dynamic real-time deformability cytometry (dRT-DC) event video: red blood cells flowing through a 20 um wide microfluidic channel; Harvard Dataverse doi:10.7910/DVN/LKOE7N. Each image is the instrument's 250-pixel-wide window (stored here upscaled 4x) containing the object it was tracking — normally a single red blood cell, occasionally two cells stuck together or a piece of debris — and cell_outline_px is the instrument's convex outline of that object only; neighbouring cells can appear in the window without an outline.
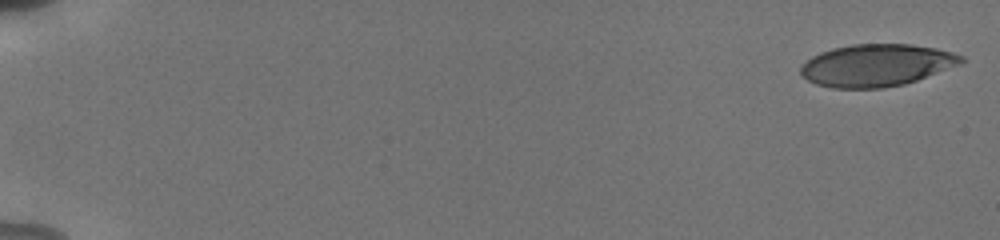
{"species": "human", "species_latin": "Homo sapiens", "temperature_condition": "cold", "stored_images_in_passage": 27, "camera_frame_rate_fps": 3000, "um_per_image_px": 0.085, "donor": {"sex": "male"}, "frame": {"image": 1, "passage_image": 1, "time_ms": 0.0, "image_size_px": [1000, 240], "cell_outline_px": [[964, 60], [960, 64], [916, 80], [904, 84], [884, 88], [832, 88], [816, 84], [808, 80], [800, 72], [800, 68], [812, 56], [820, 52], [832, 48], [852, 44], [908, 44], [936, 48], [952, 52], [964, 56]], "centroid_in_image_um": [74.5, 5.54], "position_along_channel_um": 10.5, "area_um2": 39.3}}
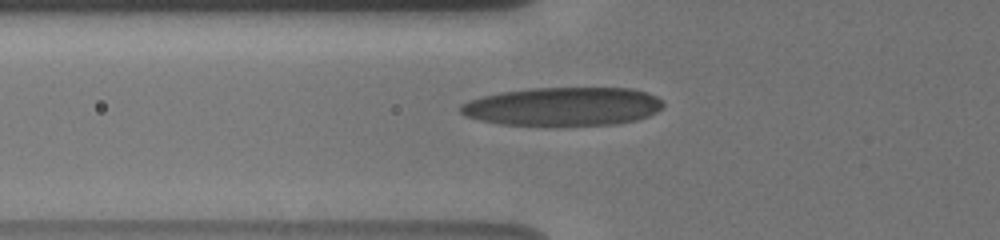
{"frame": {"image": 2, "passage_image": 19, "time_ms": 6.667, "image_size_px": [1000, 240], "cell_outline_px": [[664, 104], [656, 112], [648, 116], [636, 120], [616, 124], [500, 124], [480, 120], [464, 116], [456, 108], [460, 104], [468, 100], [480, 96], [500, 92], [528, 88], [632, 88], [648, 92], [656, 96]], "centroid_in_image_um": [47.81, 9.03], "position_along_channel_um": 78.0, "area_um2": 45.37}}
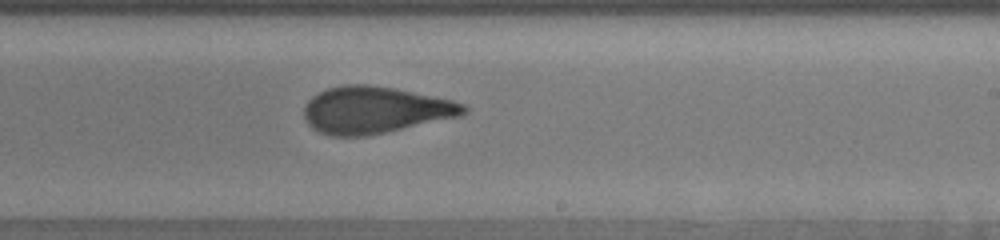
{"frame": {"image": 3, "passage_image": 27, "time_ms": 11.333, "image_size_px": [1000, 240], "cell_outline_px": [[468, 112], [460, 116], [368, 136], [328, 136], [312, 128], [308, 124], [304, 116], [304, 104], [312, 96], [328, 88], [344, 84], [368, 84], [396, 88], [452, 100], [464, 104], [468, 108]], "centroid_in_image_um": [31.86, 9.35], "position_along_channel_um": 257.1, "area_um2": 43.75}}